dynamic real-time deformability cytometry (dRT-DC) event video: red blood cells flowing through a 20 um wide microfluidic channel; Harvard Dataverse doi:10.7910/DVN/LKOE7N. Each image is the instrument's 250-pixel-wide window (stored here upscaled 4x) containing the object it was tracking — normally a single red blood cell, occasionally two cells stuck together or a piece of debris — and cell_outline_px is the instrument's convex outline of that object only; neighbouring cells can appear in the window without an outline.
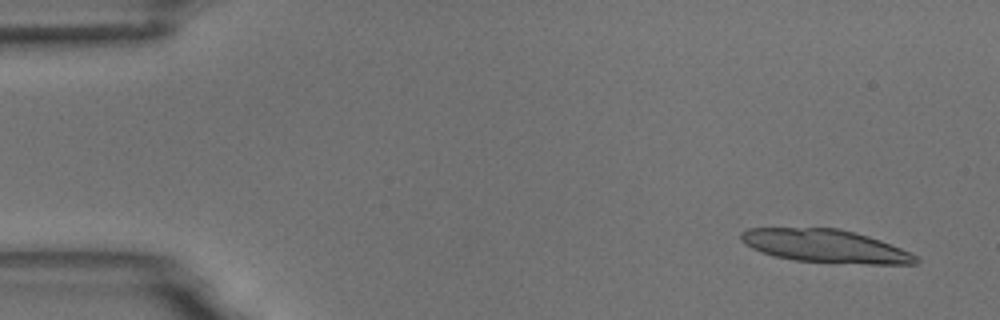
{"species": "common noctule bat (a hibernating species)", "species_latin": "Nyctalus noctula", "temperature_condition": "room temperature", "stored_images_in_passage": 15, "camera_frame_rate_fps": 3000, "um_per_image_px": 0.085, "animal": {"sex": "male", "body_mass_g": 18.8}, "frame": {"image": 1, "passage_image": 3, "time_ms": 0.667, "image_size_px": [1000, 320], "cell_outline_px": [[920, 260], [916, 264], [868, 264], [796, 260], [776, 256], [752, 248], [744, 244], [740, 240], [740, 232], [748, 228], [840, 228], [868, 236], [880, 240], [900, 248], [916, 256]], "centroid_in_image_um": [70.14, 20.9], "position_along_channel_um": 14.9, "area_um2": 33.35}}